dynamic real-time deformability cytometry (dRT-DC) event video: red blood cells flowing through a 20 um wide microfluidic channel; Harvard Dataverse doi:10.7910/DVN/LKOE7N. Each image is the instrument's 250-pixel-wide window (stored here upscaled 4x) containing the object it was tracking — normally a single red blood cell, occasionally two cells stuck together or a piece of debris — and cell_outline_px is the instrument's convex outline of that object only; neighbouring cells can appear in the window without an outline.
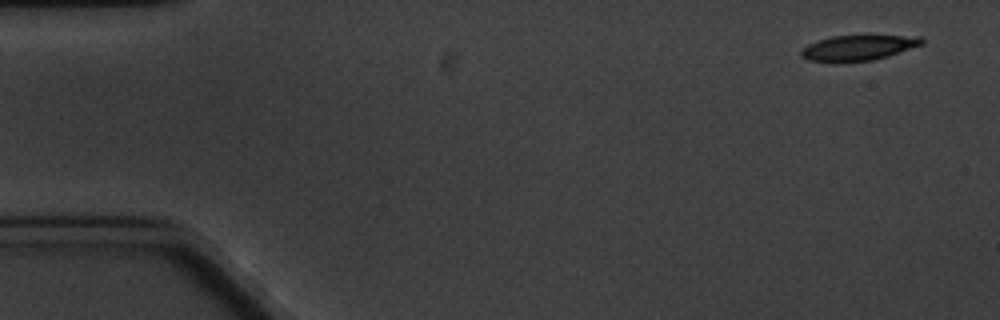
{"species": "common noctule bat (a hibernating species)", "species_latin": "Nyctalus noctula", "temperature_condition": "cold", "stored_images_in_passage": 7, "camera_frame_rate_fps": 3000, "um_per_image_px": 0.085, "animal": {"sex": "male", "body_mass_g": 20.1, "forearm_length_mm": 53.5}, "frame": {"image": 1, "passage_image": 1, "time_ms": 0.0, "image_size_px": [1000, 320], "cell_outline_px": [[924, 44], [888, 56], [872, 60], [808, 60], [800, 56], [800, 52], [808, 44], [832, 36], [920, 36], [924, 40]], "centroid_in_image_um": [73.01, 4.03], "position_along_channel_um": 12.0, "area_um2": 17.11}}
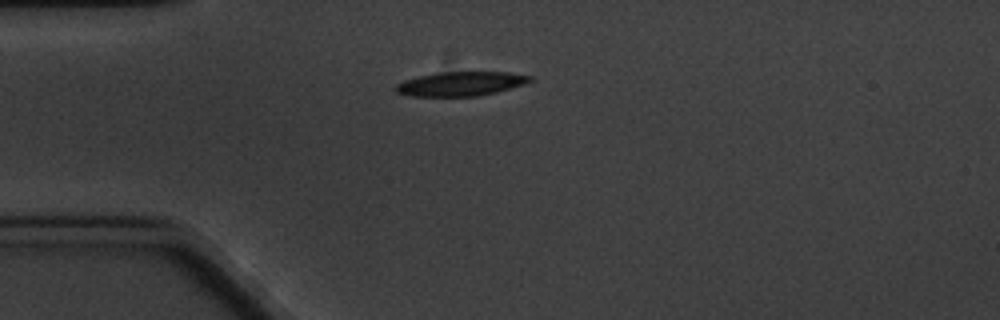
{"frame": {"image": 2, "passage_image": 4, "time_ms": 4.0, "image_size_px": [1000, 320], "cell_outline_px": [[532, 80], [524, 84], [496, 92], [476, 96], [408, 96], [396, 92], [392, 88], [396, 84], [404, 80], [436, 72], [508, 72], [532, 76]], "centroid_in_image_um": [39.12, 7.12], "position_along_channel_um": 45.9, "area_um2": 18.96}}